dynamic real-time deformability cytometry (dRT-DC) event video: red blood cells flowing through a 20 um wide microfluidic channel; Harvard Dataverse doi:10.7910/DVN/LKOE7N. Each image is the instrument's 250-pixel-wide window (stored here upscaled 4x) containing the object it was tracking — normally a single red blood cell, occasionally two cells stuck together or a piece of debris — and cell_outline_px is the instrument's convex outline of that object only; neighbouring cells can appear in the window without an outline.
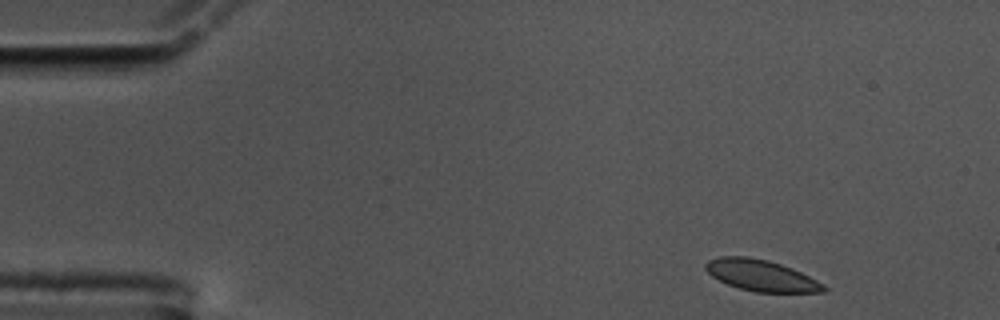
{"species": "common noctule bat (a hibernating species)", "species_latin": "Nyctalus noctula", "temperature_condition": "cold", "stored_images_in_passage": 53, "camera_frame_rate_fps": 3000, "um_per_image_px": 0.085, "animal": {"sex": "male", "body_mass_g": 17.5, "forearm_length_mm": 52.3}, "frame": {"image": 1, "passage_image": 2, "time_ms": 0.333, "image_size_px": [1000, 320], "cell_outline_px": [[828, 288], [824, 292], [756, 292], [740, 288], [728, 284], [712, 276], [704, 268], [704, 264], [708, 260], [720, 256], [748, 256], [768, 260], [792, 268], [824, 284]], "centroid_in_image_um": [64.69, 23.4], "position_along_channel_um": 20.3, "area_um2": 21.39}}
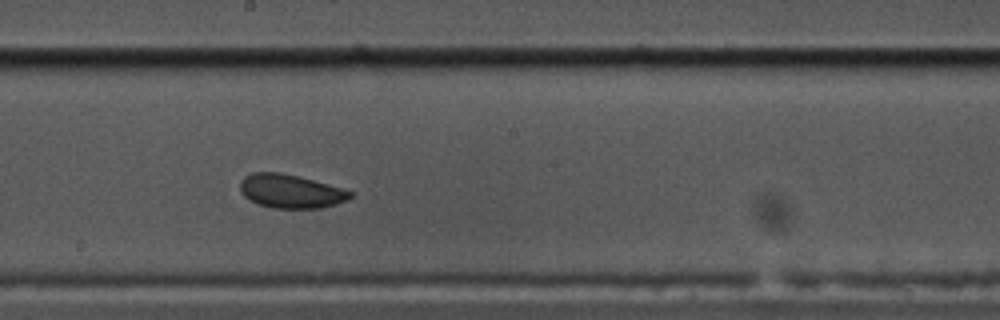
{"frame": {"image": 2, "passage_image": 27, "time_ms": 8.667, "image_size_px": [1000, 320], "cell_outline_px": [[352, 196], [348, 200], [320, 208], [272, 208], [256, 204], [248, 200], [240, 192], [240, 180], [244, 176], [252, 172], [280, 172], [300, 176], [328, 184], [352, 192]], "centroid_in_image_um": [24.64, 16.25], "position_along_channel_um": 223.6, "area_um2": 21.79}}
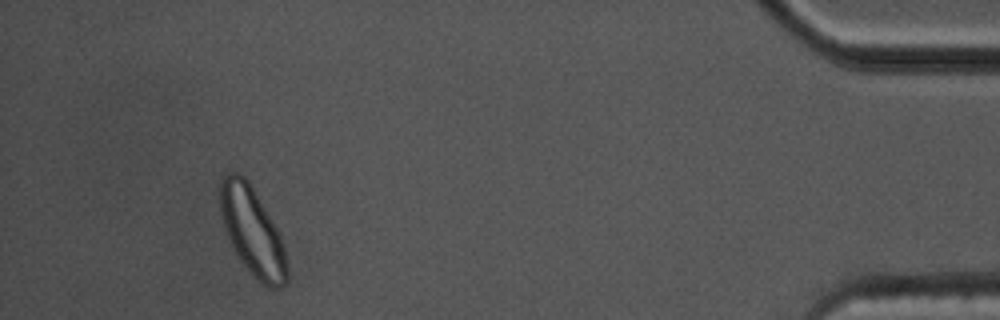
{"frame": {"image": 3, "passage_image": 49, "time_ms": 16.0, "image_size_px": [1000, 320], "cell_outline_px": [[288, 280], [280, 288], [268, 288], [240, 260], [224, 228], [220, 212], [220, 184], [224, 176], [228, 172], [236, 172], [244, 176], [248, 180], [272, 220], [280, 236], [284, 248], [288, 264]], "centroid_in_image_um": [21.46, 19.65], "position_along_channel_um": 413.7, "area_um2": 33.76}, "authors_computed_cell_mechanics": {"area_um2": 22.1952, "velocity_mm_per_s": 3.4718, "shape_relaxation_time_tau1_ms": 6.5227, "shape_relaxation_time_tau2_ms": 2.1915, "deformation_change_tau1": 0.093, "deformation_change_tau2": 0.0446}}